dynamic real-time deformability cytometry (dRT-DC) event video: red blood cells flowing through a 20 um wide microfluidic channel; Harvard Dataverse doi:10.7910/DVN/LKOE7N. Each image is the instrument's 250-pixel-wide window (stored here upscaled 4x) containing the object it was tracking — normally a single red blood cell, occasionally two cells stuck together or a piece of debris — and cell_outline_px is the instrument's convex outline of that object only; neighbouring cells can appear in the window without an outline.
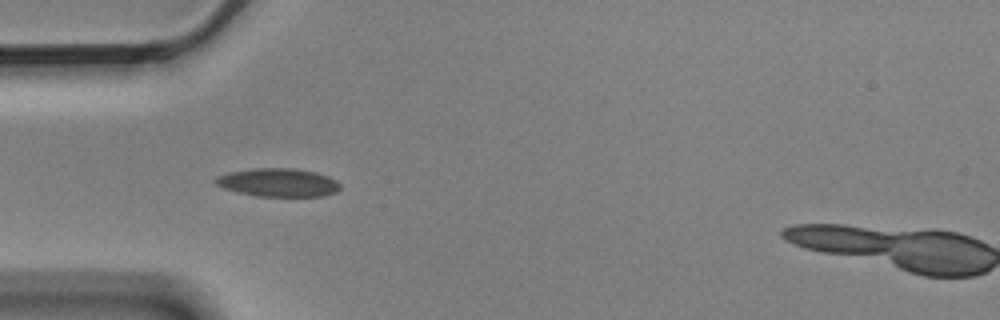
{"species": "Egyptian fruit bat (a non-hibernating species)", "species_latin": "Rousettus aegyptiacus", "temperature_condition": "cold", "stored_images_in_passage": 6, "camera_frame_rate_fps": 3000, "um_per_image_px": 0.085, "animal": {"sex": "male"}, "frame": {"image": 1, "passage_image": 5, "time_ms": 1.333, "image_size_px": [1000, 320], "cell_outline_px": [[340, 188], [336, 192], [320, 196], [256, 196], [224, 188], [216, 184], [212, 180], [216, 176], [232, 172], [252, 168], [292, 168], [316, 172], [328, 176], [336, 180], [340, 184]], "centroid_in_image_um": [23.65, 15.51], "position_along_channel_um": 61.4, "area_um2": 20.46}}
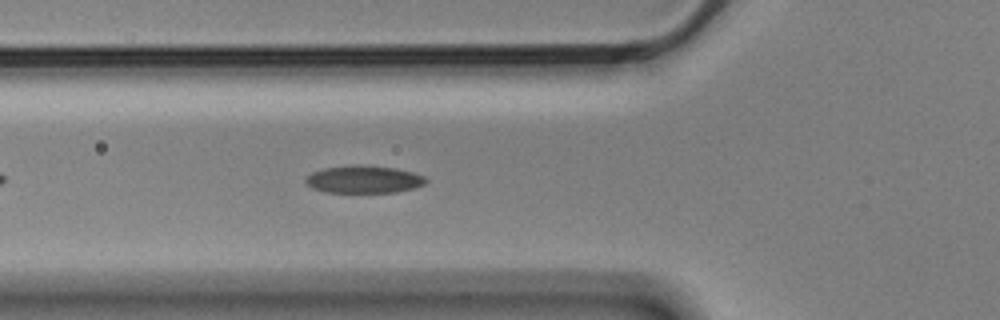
{"frame": {"image": 2, "passage_image": 6, "time_ms": 1.667, "image_size_px": [1000, 320], "cell_outline_px": [[428, 180], [424, 184], [416, 188], [396, 192], [324, 192], [312, 188], [304, 180], [312, 172], [324, 168], [348, 164], [360, 164], [396, 168], [412, 172], [424, 176]], "centroid_in_image_um": [30.93, 15.23], "position_along_channel_um": 94.9, "area_um2": 19.48}}